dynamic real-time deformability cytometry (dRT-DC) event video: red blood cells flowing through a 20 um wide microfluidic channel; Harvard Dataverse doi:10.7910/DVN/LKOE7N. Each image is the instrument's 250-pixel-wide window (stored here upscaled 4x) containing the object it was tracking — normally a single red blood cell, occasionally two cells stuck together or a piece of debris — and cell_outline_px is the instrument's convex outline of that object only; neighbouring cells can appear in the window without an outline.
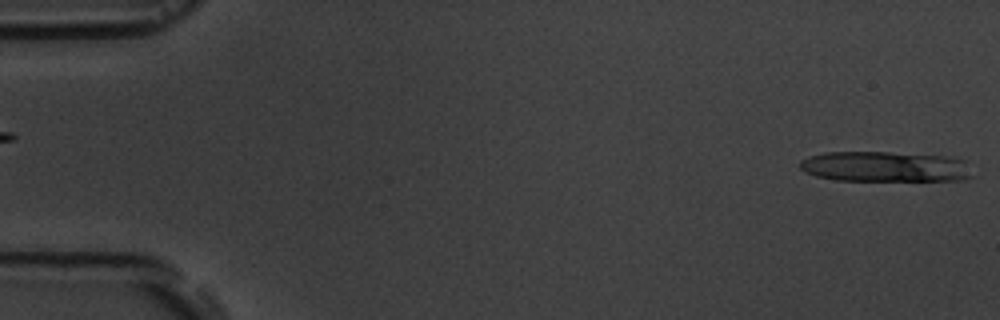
{"species": "common noctule bat (a hibernating species)", "species_latin": "Nyctalus noctula", "temperature_condition": "room temperature", "stored_images_in_passage": 5, "segment_of_instrument_passage": [2, 2], "camera_frame_rate_fps": 3000, "um_per_image_px": 0.085, "animal": {"sex": "male", "body_mass_g": 19.5, "forearm_length_mm": 54.6}, "frame": {"image": 1, "passage_image": 5, "time_ms": 4.667, "image_size_px": [1000, 320], "cell_outline_px": [[976, 176], [964, 180], [836, 180], [816, 176], [804, 172], [800, 168], [800, 160], [808, 156], [824, 152], [888, 152], [956, 156], [964, 160]], "centroid_in_image_um": [75.29, 14.15], "position_along_channel_um": 9.7, "area_um2": 31.04}}